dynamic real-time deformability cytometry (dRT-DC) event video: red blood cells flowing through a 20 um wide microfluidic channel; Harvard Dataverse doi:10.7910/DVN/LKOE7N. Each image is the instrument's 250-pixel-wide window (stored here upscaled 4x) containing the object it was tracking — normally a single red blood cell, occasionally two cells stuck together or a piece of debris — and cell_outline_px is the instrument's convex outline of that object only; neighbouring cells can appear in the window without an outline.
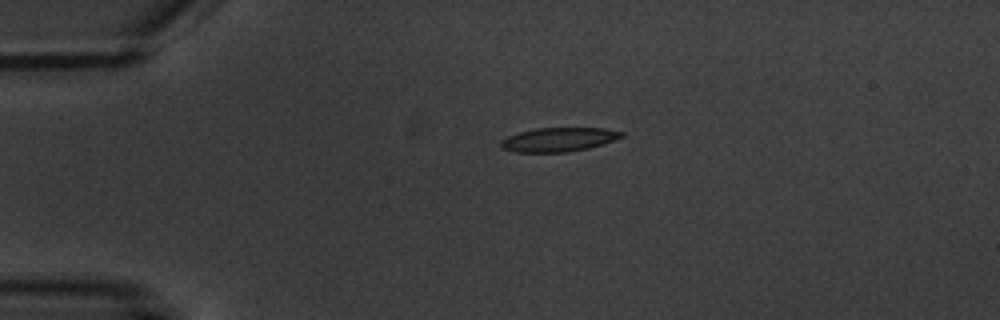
{"species": "common noctule bat (a hibernating species)", "species_latin": "Nyctalus noctula", "temperature_condition": "warm", "stored_images_in_passage": 2, "camera_frame_rate_fps": 3000, "um_per_image_px": 0.085, "animal": {"sex": "male", "body_mass_g": 20.1, "forearm_length_mm": 53.5}, "frame": {"image": 1, "passage_image": 1, "time_ms": 0.0, "image_size_px": [1000, 320], "cell_outline_px": [[624, 136], [588, 148], [568, 152], [516, 152], [500, 148], [500, 140], [508, 136], [520, 132], [536, 128], [604, 128], [624, 132]], "centroid_in_image_um": [47.44, 11.86], "position_along_channel_um": 37.6, "area_um2": 16.76}}